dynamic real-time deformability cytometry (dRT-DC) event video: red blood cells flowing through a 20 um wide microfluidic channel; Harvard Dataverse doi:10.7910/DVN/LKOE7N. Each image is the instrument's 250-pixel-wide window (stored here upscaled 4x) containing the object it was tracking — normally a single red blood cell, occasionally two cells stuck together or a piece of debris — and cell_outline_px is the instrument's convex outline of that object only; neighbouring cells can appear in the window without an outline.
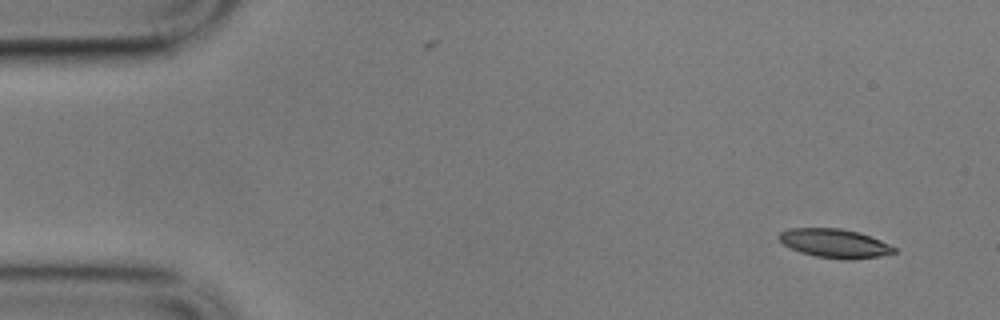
{"species": "common noctule bat (a hibernating species)", "species_latin": "Nyctalus noctula", "temperature_condition": "cold", "stored_images_in_passage": 5, "camera_frame_rate_fps": 3000, "um_per_image_px": 0.085, "animal": {"sex": "male", "body_mass_g": 17.9}, "frame": {"image": 1, "passage_image": 1, "time_ms": 0.0, "image_size_px": [1000, 320], "cell_outline_px": [[896, 252], [880, 256], [852, 260], [844, 260], [816, 256], [800, 252], [784, 244], [776, 236], [780, 232], [788, 228], [840, 228], [860, 232], [880, 240], [896, 248]], "centroid_in_image_um": [70.94, 20.68], "position_along_channel_um": 14.1, "area_um2": 19.42}}
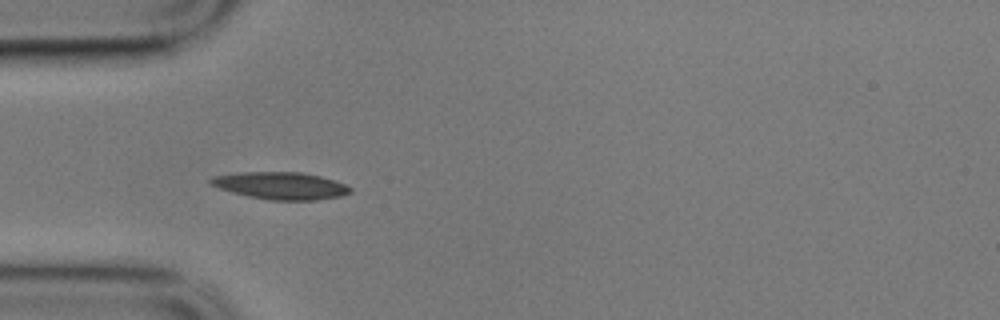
{"frame": {"image": 2, "passage_image": 4, "time_ms": 1.0, "image_size_px": [1000, 320], "cell_outline_px": [[352, 192], [340, 196], [316, 200], [268, 200], [248, 196], [232, 192], [208, 184], [208, 180], [212, 176], [240, 172], [304, 172], [336, 180], [352, 188]], "centroid_in_image_um": [23.86, 15.78], "position_along_channel_um": 61.1, "area_um2": 22.31}}